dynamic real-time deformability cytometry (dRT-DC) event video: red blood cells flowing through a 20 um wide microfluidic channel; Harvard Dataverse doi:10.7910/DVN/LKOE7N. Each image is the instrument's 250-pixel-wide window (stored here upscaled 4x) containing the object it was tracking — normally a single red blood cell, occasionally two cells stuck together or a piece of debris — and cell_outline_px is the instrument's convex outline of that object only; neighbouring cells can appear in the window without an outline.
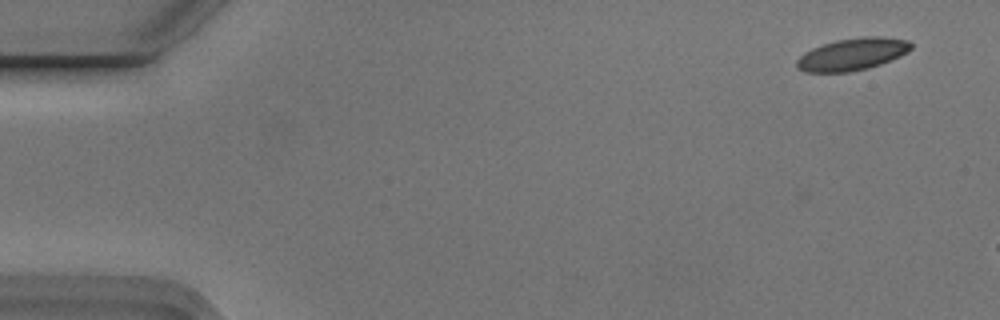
{"species": "Egyptian fruit bat (a non-hibernating species)", "species_latin": "Rousettus aegyptiacus", "temperature_condition": "cold", "stored_images_in_passage": 3, "camera_frame_rate_fps": 3000, "um_per_image_px": 0.085, "animal": {"sex": "male"}, "frame": {"image": 1, "passage_image": 1, "time_ms": 0.0, "image_size_px": [1000, 320], "cell_outline_px": [[912, 48], [908, 52], [900, 56], [880, 64], [868, 68], [848, 72], [804, 72], [796, 68], [796, 60], [804, 52], [812, 48], [836, 40], [864, 36], [884, 36], [908, 40], [912, 44]], "centroid_in_image_um": [72.45, 4.6], "position_along_channel_um": 12.6, "area_um2": 21.56}}